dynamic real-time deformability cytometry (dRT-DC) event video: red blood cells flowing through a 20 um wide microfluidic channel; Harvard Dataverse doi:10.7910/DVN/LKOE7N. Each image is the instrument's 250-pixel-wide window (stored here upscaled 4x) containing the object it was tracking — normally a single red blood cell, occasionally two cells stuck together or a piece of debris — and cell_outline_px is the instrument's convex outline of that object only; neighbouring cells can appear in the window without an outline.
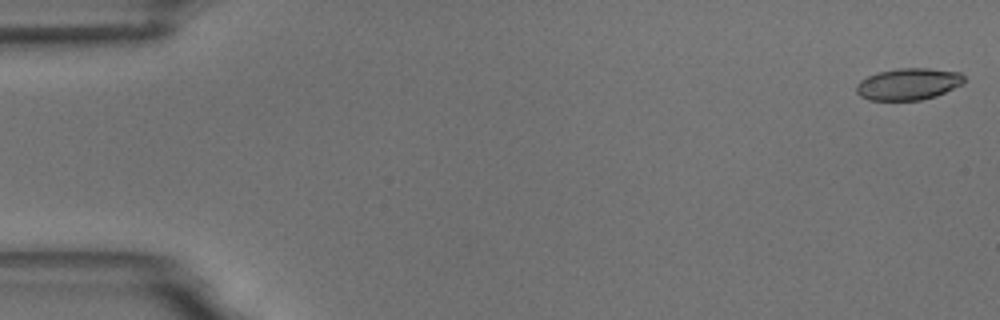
{"species": "common noctule bat (a hibernating species)", "species_latin": "Nyctalus noctula", "temperature_condition": "room temperature", "stored_images_in_passage": 46, "camera_frame_rate_fps": 3000, "um_per_image_px": 0.085, "animal": {"sex": "male", "body_mass_g": 18.8}, "frame": {"image": 1, "passage_image": 1, "time_ms": 0.0, "image_size_px": [1000, 320], "cell_outline_px": [[964, 84], [936, 96], [920, 100], [868, 100], [860, 96], [856, 92], [856, 84], [860, 80], [868, 76], [880, 72], [896, 68], [928, 68], [960, 72], [964, 76]], "centroid_in_image_um": [77.22, 7.14], "position_along_channel_um": 7.8, "area_um2": 20.06}}
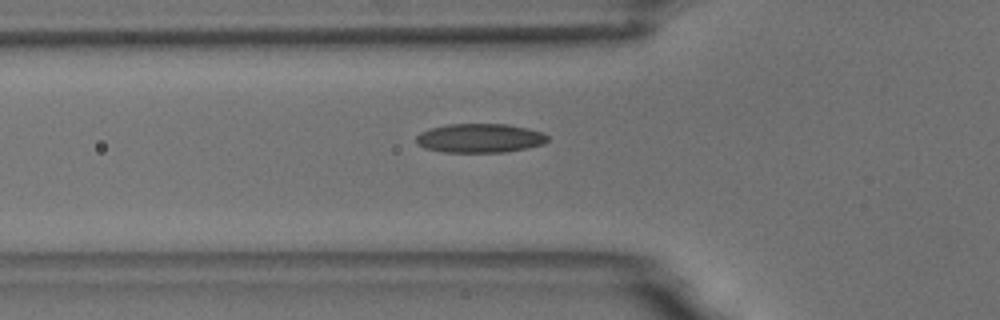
{"frame": {"image": 2, "passage_image": 19, "time_ms": 6.0, "image_size_px": [1000, 320], "cell_outline_px": [[548, 140], [544, 144], [504, 152], [444, 152], [424, 148], [416, 140], [416, 136], [420, 132], [432, 128], [448, 124], [508, 124], [528, 128], [544, 132], [548, 136]], "centroid_in_image_um": [40.81, 11.73], "position_along_channel_um": 85.0, "area_um2": 22.2}}
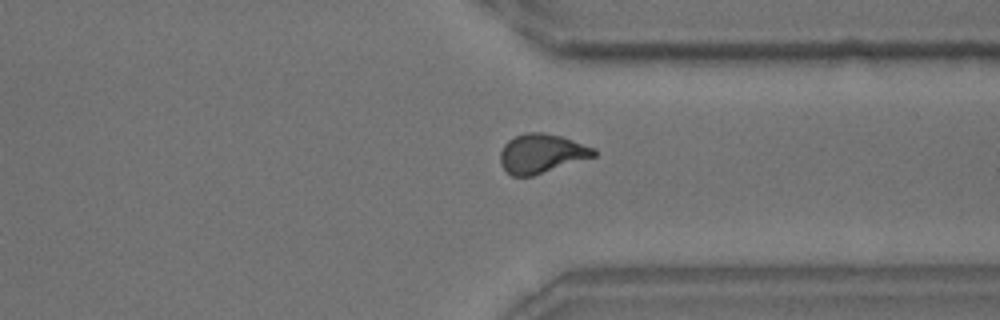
{"frame": {"image": 3, "passage_image": 42, "time_ms": 13.667, "image_size_px": [1000, 320], "cell_outline_px": [[596, 156], [532, 176], [512, 176], [500, 164], [500, 152], [504, 144], [508, 140], [524, 132], [544, 132], [560, 136], [596, 148]], "centroid_in_image_um": [46.02, 13.04], "position_along_channel_um": 365.4, "area_um2": 21.33}, "authors_computed_cell_mechanics": {"area_um2": 20.8947, "velocity_mm_per_s": 3.6459, "shape_relaxation_time_tau1_ms": 5.5376, "shape_relaxation_time_tau2_ms": 1.4056, "deformation_change_tau1": 0.1723, "deformation_change_tau2": 0.0741}}